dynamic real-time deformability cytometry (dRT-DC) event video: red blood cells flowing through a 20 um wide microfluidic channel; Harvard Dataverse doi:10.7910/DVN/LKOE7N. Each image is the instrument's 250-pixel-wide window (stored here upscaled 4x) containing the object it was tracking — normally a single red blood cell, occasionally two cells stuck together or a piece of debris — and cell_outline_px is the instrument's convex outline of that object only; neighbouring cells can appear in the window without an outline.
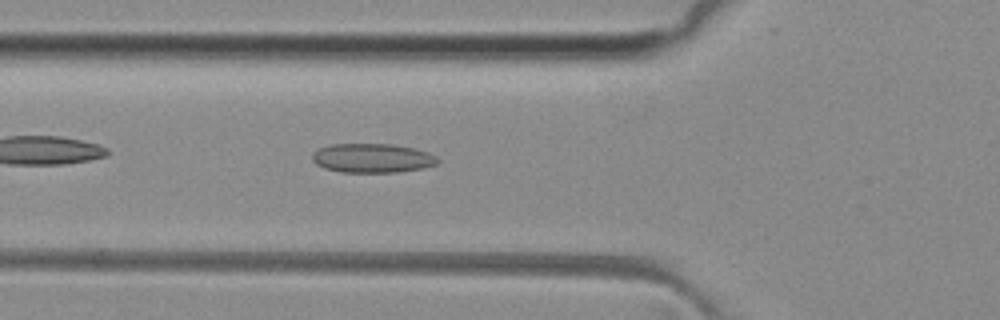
{"species": "common noctule bat (a hibernating species)", "species_latin": "Nyctalus noctula", "temperature_condition": "room temperature", "stored_images_in_passage": 37, "camera_frame_rate_fps": 3000, "um_per_image_px": 0.085, "animal": {"sex": "female", "body_mass_g": 29.2, "forearm_length_mm": 56.3}, "frame": {"image": 1, "passage_image": 5, "time_ms": 1.333, "image_size_px": [1000, 320], "cell_outline_px": [[440, 160], [436, 164], [424, 168], [400, 172], [340, 172], [324, 168], [316, 164], [312, 160], [312, 152], [320, 148], [332, 144], [392, 144], [412, 148], [428, 152], [436, 156]], "centroid_in_image_um": [31.65, 13.44], "position_along_channel_um": 94.2, "area_um2": 21.39}}
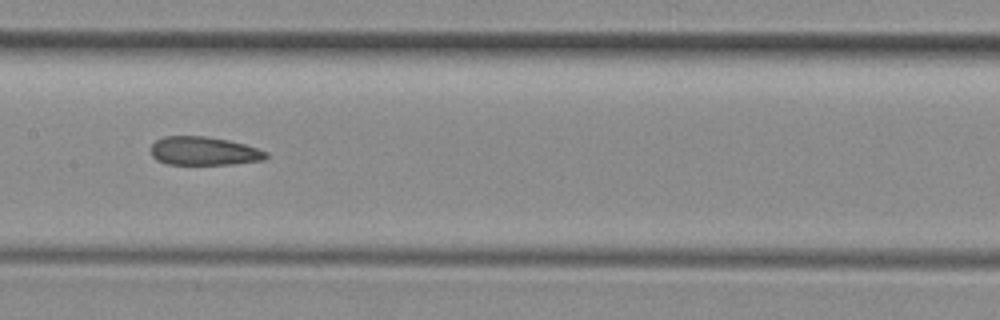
{"frame": {"image": 2, "passage_image": 12, "time_ms": 3.667, "image_size_px": [1000, 320], "cell_outline_px": [[268, 156], [264, 160], [232, 164], [168, 164], [156, 160], [152, 156], [152, 144], [156, 140], [164, 136], [204, 136], [228, 140], [244, 144], [268, 152]], "centroid_in_image_um": [17.33, 12.84], "position_along_channel_um": 190.1, "area_um2": 19.07}}
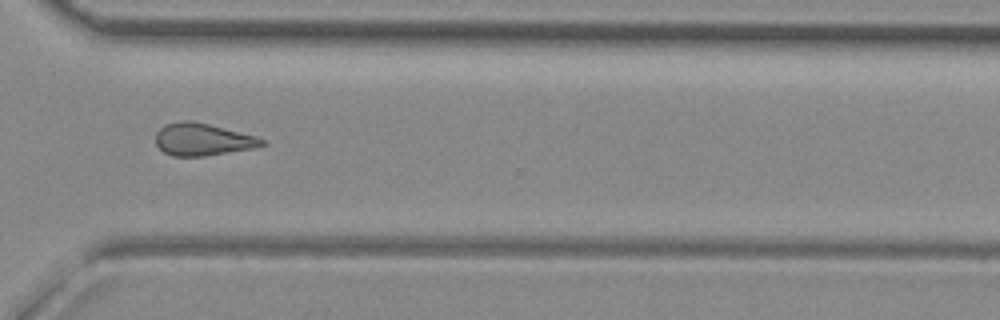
{"frame": {"image": 3, "passage_image": 24, "time_ms": 7.667, "image_size_px": [1000, 320], "cell_outline_px": [[268, 144], [260, 148], [204, 156], [172, 156], [164, 152], [156, 144], [156, 132], [164, 124], [180, 120], [188, 120], [208, 124], [256, 136], [264, 140]], "centroid_in_image_um": [17.26, 11.86], "position_along_channel_um": 353.3, "area_um2": 20.23}}